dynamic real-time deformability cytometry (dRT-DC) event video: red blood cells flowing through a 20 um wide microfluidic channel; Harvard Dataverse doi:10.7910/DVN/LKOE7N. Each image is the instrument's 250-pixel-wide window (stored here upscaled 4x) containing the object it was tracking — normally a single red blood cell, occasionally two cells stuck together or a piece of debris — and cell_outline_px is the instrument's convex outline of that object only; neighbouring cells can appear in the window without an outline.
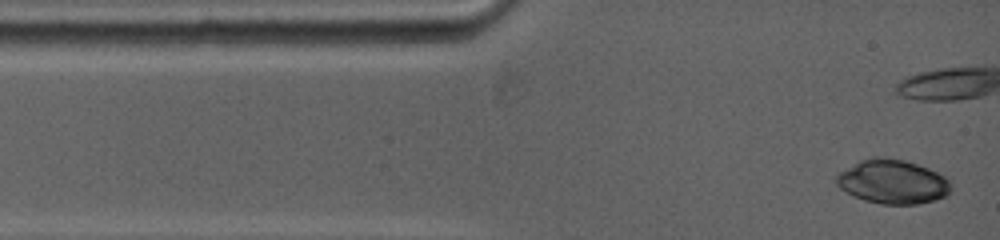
{"species": "common noctule bat (a hibernating species)", "species_latin": "Nyctalus noctula", "temperature_condition": "warm", "stored_images_in_passage": 8, "camera_frame_rate_fps": 5000, "um_per_image_px": 0.085, "animal": {"sex": "female", "body_mass_g": 19.0, "forearm_length_mm": 53.3}, "frame": {"image": 1, "passage_image": 1, "time_ms": 0.0, "image_size_px": [1000, 240], "cell_outline_px": [[952, 192], [948, 196], [936, 200], [916, 204], [880, 204], [864, 200], [840, 188], [836, 184], [836, 176], [840, 172], [860, 160], [904, 160], [928, 168], [944, 176], [948, 180], [952, 188]], "centroid_in_image_um": [75.93, 15.5], "position_along_channel_um": 9.1, "area_um2": 28.73}}
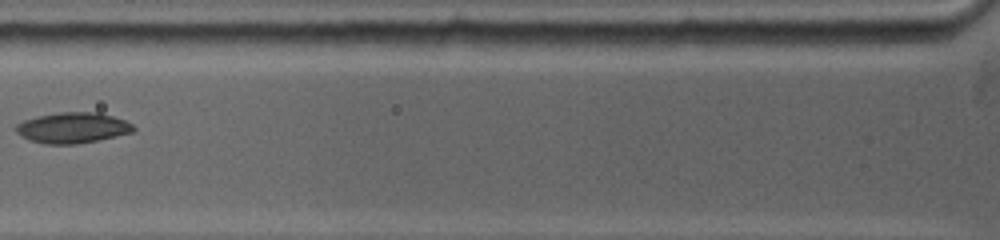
{"frame": {"image": 2, "passage_image": 7, "time_ms": 5.4, "image_size_px": [1000, 240], "cell_outline_px": [[136, 128], [132, 132], [116, 136], [76, 144], [44, 144], [28, 140], [20, 136], [16, 132], [16, 124], [24, 120], [36, 116], [60, 112], [96, 112], [112, 116], [124, 120], [132, 124]], "centroid_in_image_um": [6.13, 10.86], "position_along_channel_um": 119.7, "area_um2": 20.98}}
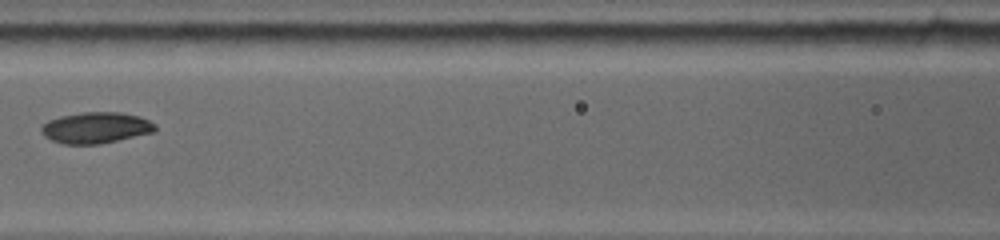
{"frame": {"image": 3, "passage_image": 8, "time_ms": 6.4, "image_size_px": [1000, 240], "cell_outline_px": [[156, 132], [100, 144], [64, 144], [52, 140], [44, 136], [40, 132], [40, 124], [48, 120], [60, 116], [80, 112], [120, 112], [140, 116], [156, 124]], "centroid_in_image_um": [8.13, 10.85], "position_along_channel_um": 158.5, "area_um2": 20.98}}